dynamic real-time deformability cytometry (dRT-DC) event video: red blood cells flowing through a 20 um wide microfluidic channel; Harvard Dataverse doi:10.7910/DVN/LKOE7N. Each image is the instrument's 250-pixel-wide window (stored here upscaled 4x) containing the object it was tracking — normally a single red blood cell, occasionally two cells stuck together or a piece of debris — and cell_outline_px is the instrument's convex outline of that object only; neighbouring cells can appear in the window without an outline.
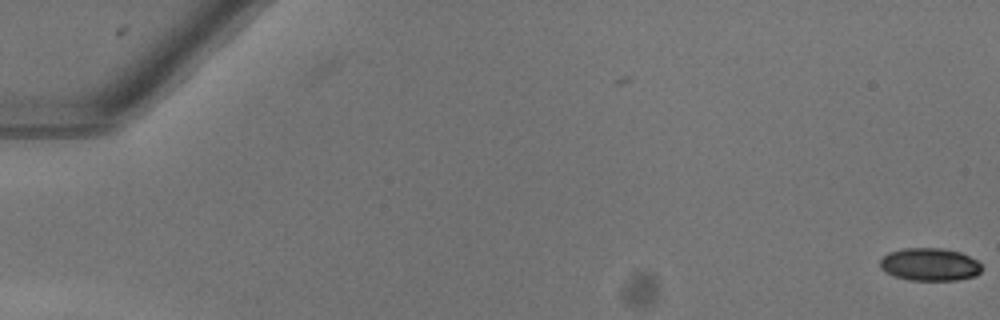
{"species": "common noctule bat (a hibernating species)", "species_latin": "Nyctalus noctula", "temperature_condition": "warm", "stored_images_in_passage": 2, "camera_frame_rate_fps": 3000, "um_per_image_px": 0.085, "animal": {"sex": "female"}, "frame": {"image": 1, "passage_image": 2, "time_ms": 0.333, "image_size_px": [1000, 320], "cell_outline_px": [[980, 272], [976, 276], [956, 280], [908, 280], [884, 272], [880, 268], [880, 260], [888, 252], [904, 248], [944, 248], [960, 252], [976, 260], [980, 264]], "centroid_in_image_um": [79.0, 22.47], "position_along_channel_um": 6.0, "area_um2": 19.42}}